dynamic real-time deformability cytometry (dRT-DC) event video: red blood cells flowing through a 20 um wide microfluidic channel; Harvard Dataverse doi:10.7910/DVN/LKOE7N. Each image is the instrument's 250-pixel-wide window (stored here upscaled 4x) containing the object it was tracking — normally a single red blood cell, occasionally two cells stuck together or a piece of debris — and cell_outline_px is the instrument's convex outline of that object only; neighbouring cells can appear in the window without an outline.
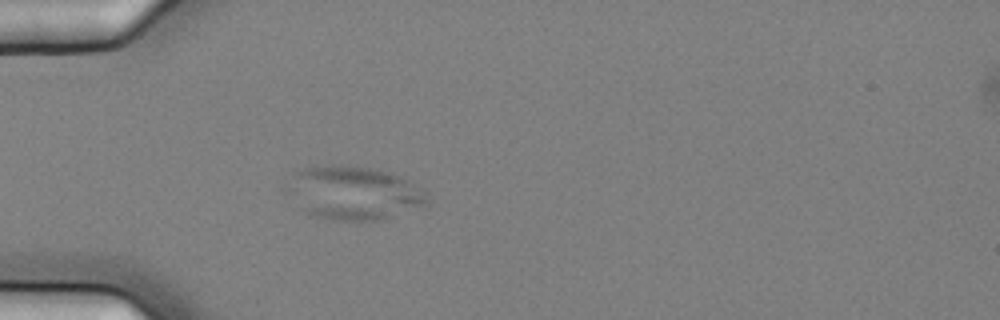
{"species": "common noctule bat (a hibernating species)", "species_latin": "Nyctalus noctula", "temperature_condition": "cold", "stored_images_in_passage": 6, "camera_frame_rate_fps": 3000, "um_per_image_px": 0.085, "animal": {"sex": "female", "body_mass_g": 25.1}, "frame": {"image": 1, "passage_image": 6, "time_ms": 1.667, "image_size_px": [1000, 320], "cell_outline_px": [[428, 200], [420, 204], [380, 220], [332, 220], [308, 216], [280, 188], [296, 172], [304, 168], [332, 164], [340, 164], [368, 168], [392, 172], [424, 188], [428, 192]], "centroid_in_image_um": [29.93, 16.38], "position_along_channel_um": 55.1, "area_um2": 44.04}}